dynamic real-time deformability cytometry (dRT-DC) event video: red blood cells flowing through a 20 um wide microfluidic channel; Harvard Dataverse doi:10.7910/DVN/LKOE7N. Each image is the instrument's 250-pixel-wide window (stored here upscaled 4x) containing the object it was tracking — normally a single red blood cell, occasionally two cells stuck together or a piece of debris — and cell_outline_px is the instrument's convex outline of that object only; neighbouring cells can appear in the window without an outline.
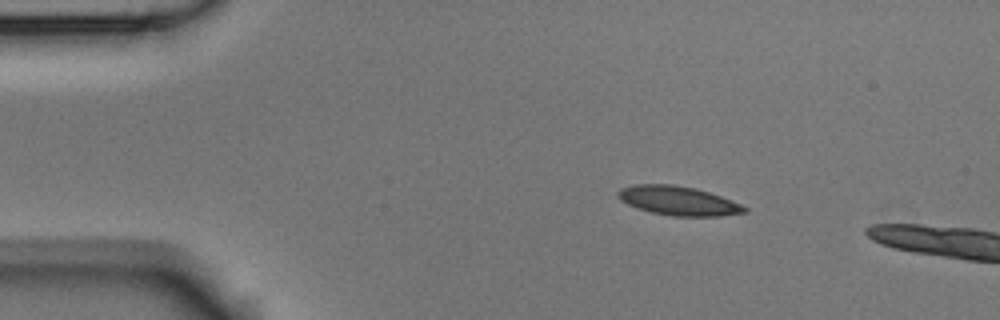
{"species": "Egyptian fruit bat (a non-hibernating species)", "species_latin": "Rousettus aegyptiacus", "temperature_condition": "room temperature", "stored_images_in_passage": 2, "camera_frame_rate_fps": 3000, "um_per_image_px": 0.085, "animal": {"sex": "male"}, "frame": {"image": 1, "passage_image": 1, "time_ms": 0.0, "image_size_px": [1000, 320], "cell_outline_px": [[748, 212], [720, 216], [672, 216], [652, 212], [628, 204], [620, 200], [616, 196], [616, 192], [620, 188], [636, 184], [672, 184], [696, 188], [720, 196], [740, 204], [748, 208]], "centroid_in_image_um": [57.64, 17.06], "position_along_channel_um": 27.4, "area_um2": 21.39}}